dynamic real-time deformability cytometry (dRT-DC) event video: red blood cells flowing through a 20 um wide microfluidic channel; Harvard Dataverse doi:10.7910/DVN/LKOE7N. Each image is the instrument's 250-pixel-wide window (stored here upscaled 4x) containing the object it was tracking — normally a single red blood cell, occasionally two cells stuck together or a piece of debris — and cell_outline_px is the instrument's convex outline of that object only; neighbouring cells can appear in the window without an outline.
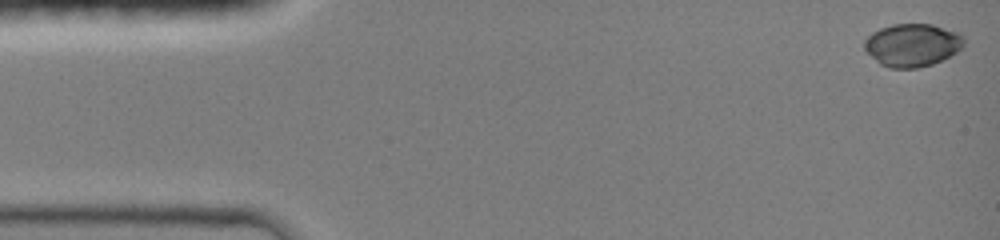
{"species": "common noctule bat (a hibernating species)", "species_latin": "Nyctalus noctula", "temperature_condition": "room temperature", "stored_images_in_passage": 44, "camera_frame_rate_fps": 3000, "um_per_image_px": 0.085, "animal": {"sex": "female", "body_mass_g": 19.0, "forearm_length_mm": 51.5}, "frame": {"image": 1, "passage_image": 1, "time_ms": 0.0, "image_size_px": [1000, 240], "cell_outline_px": [[964, 44], [956, 52], [932, 64], [916, 68], [888, 68], [880, 64], [864, 48], [864, 40], [872, 32], [880, 28], [892, 24], [932, 24], [960, 32], [964, 36]], "centroid_in_image_um": [77.55, 3.81], "position_along_channel_um": 7.5, "area_um2": 24.85}}
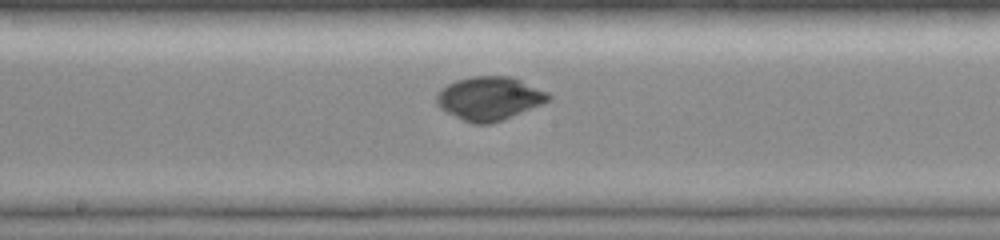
{"frame": {"image": 2, "passage_image": 24, "time_ms": 7.667, "image_size_px": [1000, 240], "cell_outline_px": [[552, 100], [492, 124], [472, 124], [440, 108], [436, 104], [436, 92], [440, 88], [456, 80], [472, 76], [512, 76], [548, 92], [552, 96]], "centroid_in_image_um": [41.6, 8.35], "position_along_channel_um": 206.6, "area_um2": 28.5}}
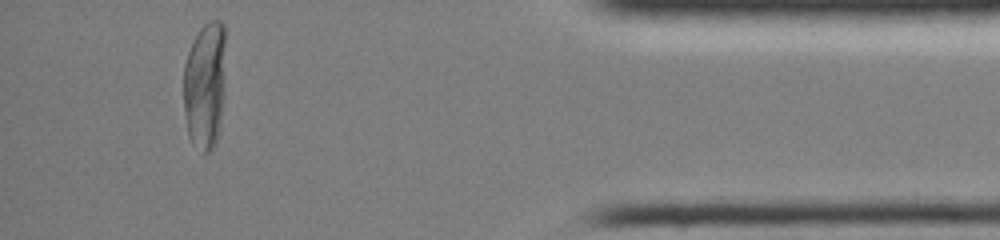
{"frame": {"image": 3, "passage_image": 42, "time_ms": 13.667, "image_size_px": [1000, 240], "cell_outline_px": [[224, 44], [220, 128], [216, 140], [212, 148], [208, 152], [204, 152], [192, 144], [188, 136], [184, 108], [184, 64], [188, 52], [200, 28], [208, 20], [220, 20], [224, 24]], "centroid_in_image_um": [17.39, 7.25], "position_along_channel_um": 417.8, "area_um2": 30.75}, "authors_computed_cell_mechanics": {"area_um2": 27.5417, "velocity_mm_per_s": 4.1559, "shape_relaxation_time_tau1_ms": 11.148, "shape_relaxation_time_tau2_ms": null, "deformation_change_tau1": 0.4165, "deformation_change_tau2": null}}